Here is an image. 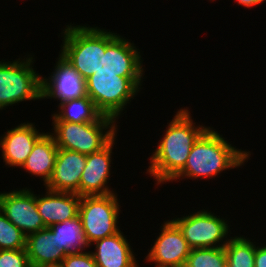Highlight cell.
<instances>
[{
    "instance_id": "6da1fadb",
    "label": "cell",
    "mask_w": 266,
    "mask_h": 267,
    "mask_svg": "<svg viewBox=\"0 0 266 267\" xmlns=\"http://www.w3.org/2000/svg\"><path fill=\"white\" fill-rule=\"evenodd\" d=\"M189 110V107L177 110L149 157L146 174L153 177L157 186L171 183L184 169L194 143L209 128L195 122Z\"/></svg>"
},
{
    "instance_id": "7a4b0ae2",
    "label": "cell",
    "mask_w": 266,
    "mask_h": 267,
    "mask_svg": "<svg viewBox=\"0 0 266 267\" xmlns=\"http://www.w3.org/2000/svg\"><path fill=\"white\" fill-rule=\"evenodd\" d=\"M210 126L194 143L184 169L172 180L215 179L223 171L242 168L251 158V152L238 149ZM231 143V144H230ZM200 178V179H199Z\"/></svg>"
},
{
    "instance_id": "3957f363",
    "label": "cell",
    "mask_w": 266,
    "mask_h": 267,
    "mask_svg": "<svg viewBox=\"0 0 266 267\" xmlns=\"http://www.w3.org/2000/svg\"><path fill=\"white\" fill-rule=\"evenodd\" d=\"M60 34L59 54L86 80L100 67L101 51H106V29L70 23Z\"/></svg>"
},
{
    "instance_id": "277c9868",
    "label": "cell",
    "mask_w": 266,
    "mask_h": 267,
    "mask_svg": "<svg viewBox=\"0 0 266 267\" xmlns=\"http://www.w3.org/2000/svg\"><path fill=\"white\" fill-rule=\"evenodd\" d=\"M33 54L0 61V110L23 101L42 100V75L33 68Z\"/></svg>"
},
{
    "instance_id": "5b68a950",
    "label": "cell",
    "mask_w": 266,
    "mask_h": 267,
    "mask_svg": "<svg viewBox=\"0 0 266 267\" xmlns=\"http://www.w3.org/2000/svg\"><path fill=\"white\" fill-rule=\"evenodd\" d=\"M117 124L115 119L105 115L88 123L52 121L53 131L49 133L58 148L89 155L105 147L118 134Z\"/></svg>"
},
{
    "instance_id": "8992f818",
    "label": "cell",
    "mask_w": 266,
    "mask_h": 267,
    "mask_svg": "<svg viewBox=\"0 0 266 267\" xmlns=\"http://www.w3.org/2000/svg\"><path fill=\"white\" fill-rule=\"evenodd\" d=\"M143 79L145 77L92 74L86 79V92L103 115L118 122L123 117L127 104L136 99L143 89Z\"/></svg>"
},
{
    "instance_id": "52a82bcc",
    "label": "cell",
    "mask_w": 266,
    "mask_h": 267,
    "mask_svg": "<svg viewBox=\"0 0 266 267\" xmlns=\"http://www.w3.org/2000/svg\"><path fill=\"white\" fill-rule=\"evenodd\" d=\"M120 208V198L116 191L107 195L81 196L79 216L90 246L120 231Z\"/></svg>"
},
{
    "instance_id": "ba28073f",
    "label": "cell",
    "mask_w": 266,
    "mask_h": 267,
    "mask_svg": "<svg viewBox=\"0 0 266 267\" xmlns=\"http://www.w3.org/2000/svg\"><path fill=\"white\" fill-rule=\"evenodd\" d=\"M220 216L203 208L171 220L178 226L191 249L214 248L224 247L232 237L230 234H233L230 221Z\"/></svg>"
},
{
    "instance_id": "9c48e42d",
    "label": "cell",
    "mask_w": 266,
    "mask_h": 267,
    "mask_svg": "<svg viewBox=\"0 0 266 267\" xmlns=\"http://www.w3.org/2000/svg\"><path fill=\"white\" fill-rule=\"evenodd\" d=\"M117 32L106 30V51H101L99 69L93 74L146 77L141 51L134 42Z\"/></svg>"
},
{
    "instance_id": "30bf717a",
    "label": "cell",
    "mask_w": 266,
    "mask_h": 267,
    "mask_svg": "<svg viewBox=\"0 0 266 267\" xmlns=\"http://www.w3.org/2000/svg\"><path fill=\"white\" fill-rule=\"evenodd\" d=\"M0 211L26 236L46 228L38 212L36 194L31 188L0 192Z\"/></svg>"
},
{
    "instance_id": "8fae6325",
    "label": "cell",
    "mask_w": 266,
    "mask_h": 267,
    "mask_svg": "<svg viewBox=\"0 0 266 267\" xmlns=\"http://www.w3.org/2000/svg\"><path fill=\"white\" fill-rule=\"evenodd\" d=\"M161 225L159 236L144 256L145 263L153 262L154 267H184L191 247L172 220H165Z\"/></svg>"
},
{
    "instance_id": "7c38bea8",
    "label": "cell",
    "mask_w": 266,
    "mask_h": 267,
    "mask_svg": "<svg viewBox=\"0 0 266 267\" xmlns=\"http://www.w3.org/2000/svg\"><path fill=\"white\" fill-rule=\"evenodd\" d=\"M53 71L42 76V100L65 102L87 96L86 80L59 54Z\"/></svg>"
},
{
    "instance_id": "4fadbf2b",
    "label": "cell",
    "mask_w": 266,
    "mask_h": 267,
    "mask_svg": "<svg viewBox=\"0 0 266 267\" xmlns=\"http://www.w3.org/2000/svg\"><path fill=\"white\" fill-rule=\"evenodd\" d=\"M116 138L117 135L99 151L86 155V164L79 185V196L115 193L108 183L113 173L111 164H114L112 156L114 145L116 146L115 143H117Z\"/></svg>"
},
{
    "instance_id": "5bb4252c",
    "label": "cell",
    "mask_w": 266,
    "mask_h": 267,
    "mask_svg": "<svg viewBox=\"0 0 266 267\" xmlns=\"http://www.w3.org/2000/svg\"><path fill=\"white\" fill-rule=\"evenodd\" d=\"M35 122H23L0 136V151L3 162L9 167H18L27 160L36 141L45 133L39 132Z\"/></svg>"
},
{
    "instance_id": "9a60e30c",
    "label": "cell",
    "mask_w": 266,
    "mask_h": 267,
    "mask_svg": "<svg viewBox=\"0 0 266 267\" xmlns=\"http://www.w3.org/2000/svg\"><path fill=\"white\" fill-rule=\"evenodd\" d=\"M85 164L86 155L58 148L53 174L45 188L79 195V185Z\"/></svg>"
},
{
    "instance_id": "2e32d148",
    "label": "cell",
    "mask_w": 266,
    "mask_h": 267,
    "mask_svg": "<svg viewBox=\"0 0 266 267\" xmlns=\"http://www.w3.org/2000/svg\"><path fill=\"white\" fill-rule=\"evenodd\" d=\"M123 231L115 235L102 238L91 244L94 261L98 267H139L131 243L128 242Z\"/></svg>"
},
{
    "instance_id": "e0dca14e",
    "label": "cell",
    "mask_w": 266,
    "mask_h": 267,
    "mask_svg": "<svg viewBox=\"0 0 266 267\" xmlns=\"http://www.w3.org/2000/svg\"><path fill=\"white\" fill-rule=\"evenodd\" d=\"M36 194L39 215L46 227L73 219L79 215L81 196L71 192H56L45 188Z\"/></svg>"
},
{
    "instance_id": "ac0fdd59",
    "label": "cell",
    "mask_w": 266,
    "mask_h": 267,
    "mask_svg": "<svg viewBox=\"0 0 266 267\" xmlns=\"http://www.w3.org/2000/svg\"><path fill=\"white\" fill-rule=\"evenodd\" d=\"M57 153L58 147L48 131L36 141L21 168L30 176L39 177L46 186L53 174Z\"/></svg>"
},
{
    "instance_id": "d6986e66",
    "label": "cell",
    "mask_w": 266,
    "mask_h": 267,
    "mask_svg": "<svg viewBox=\"0 0 266 267\" xmlns=\"http://www.w3.org/2000/svg\"><path fill=\"white\" fill-rule=\"evenodd\" d=\"M26 251L31 267L60 265L64 255L57 249L49 227L27 236Z\"/></svg>"
},
{
    "instance_id": "ffe728a7",
    "label": "cell",
    "mask_w": 266,
    "mask_h": 267,
    "mask_svg": "<svg viewBox=\"0 0 266 267\" xmlns=\"http://www.w3.org/2000/svg\"><path fill=\"white\" fill-rule=\"evenodd\" d=\"M49 228L54 234L57 249L64 256L68 253L82 252L91 248L79 215Z\"/></svg>"
},
{
    "instance_id": "44dd1931",
    "label": "cell",
    "mask_w": 266,
    "mask_h": 267,
    "mask_svg": "<svg viewBox=\"0 0 266 267\" xmlns=\"http://www.w3.org/2000/svg\"><path fill=\"white\" fill-rule=\"evenodd\" d=\"M57 106L58 110L51 115L52 121L88 123L96 122L103 116L88 95L59 103Z\"/></svg>"
},
{
    "instance_id": "7402d4cb",
    "label": "cell",
    "mask_w": 266,
    "mask_h": 267,
    "mask_svg": "<svg viewBox=\"0 0 266 267\" xmlns=\"http://www.w3.org/2000/svg\"><path fill=\"white\" fill-rule=\"evenodd\" d=\"M233 236L224 246L227 262L232 267H255L256 242L253 241L254 239L241 234Z\"/></svg>"
},
{
    "instance_id": "603a6c76",
    "label": "cell",
    "mask_w": 266,
    "mask_h": 267,
    "mask_svg": "<svg viewBox=\"0 0 266 267\" xmlns=\"http://www.w3.org/2000/svg\"><path fill=\"white\" fill-rule=\"evenodd\" d=\"M226 261L224 247L193 248L184 267H222Z\"/></svg>"
},
{
    "instance_id": "cb8c5ba5",
    "label": "cell",
    "mask_w": 266,
    "mask_h": 267,
    "mask_svg": "<svg viewBox=\"0 0 266 267\" xmlns=\"http://www.w3.org/2000/svg\"><path fill=\"white\" fill-rule=\"evenodd\" d=\"M27 236L0 211V250L26 249Z\"/></svg>"
},
{
    "instance_id": "d4e9b609",
    "label": "cell",
    "mask_w": 266,
    "mask_h": 267,
    "mask_svg": "<svg viewBox=\"0 0 266 267\" xmlns=\"http://www.w3.org/2000/svg\"><path fill=\"white\" fill-rule=\"evenodd\" d=\"M0 267H31L26 249L0 250Z\"/></svg>"
},
{
    "instance_id": "484cf974",
    "label": "cell",
    "mask_w": 266,
    "mask_h": 267,
    "mask_svg": "<svg viewBox=\"0 0 266 267\" xmlns=\"http://www.w3.org/2000/svg\"><path fill=\"white\" fill-rule=\"evenodd\" d=\"M61 267H98L91 250L68 253L60 264Z\"/></svg>"
},
{
    "instance_id": "4316f807",
    "label": "cell",
    "mask_w": 266,
    "mask_h": 267,
    "mask_svg": "<svg viewBox=\"0 0 266 267\" xmlns=\"http://www.w3.org/2000/svg\"><path fill=\"white\" fill-rule=\"evenodd\" d=\"M265 244H266L265 242L264 243L260 242V244L256 242L255 267H266V245Z\"/></svg>"
},
{
    "instance_id": "83f0119b",
    "label": "cell",
    "mask_w": 266,
    "mask_h": 267,
    "mask_svg": "<svg viewBox=\"0 0 266 267\" xmlns=\"http://www.w3.org/2000/svg\"><path fill=\"white\" fill-rule=\"evenodd\" d=\"M237 1V5L238 6H243L244 8H254L255 6L258 5H262V3H264V1L266 2V0H234Z\"/></svg>"
},
{
    "instance_id": "f1b7e54d",
    "label": "cell",
    "mask_w": 266,
    "mask_h": 267,
    "mask_svg": "<svg viewBox=\"0 0 266 267\" xmlns=\"http://www.w3.org/2000/svg\"><path fill=\"white\" fill-rule=\"evenodd\" d=\"M222 267H232L227 261L222 265Z\"/></svg>"
},
{
    "instance_id": "f546056e",
    "label": "cell",
    "mask_w": 266,
    "mask_h": 267,
    "mask_svg": "<svg viewBox=\"0 0 266 267\" xmlns=\"http://www.w3.org/2000/svg\"><path fill=\"white\" fill-rule=\"evenodd\" d=\"M42 267H61L60 265L42 266Z\"/></svg>"
}]
</instances>
